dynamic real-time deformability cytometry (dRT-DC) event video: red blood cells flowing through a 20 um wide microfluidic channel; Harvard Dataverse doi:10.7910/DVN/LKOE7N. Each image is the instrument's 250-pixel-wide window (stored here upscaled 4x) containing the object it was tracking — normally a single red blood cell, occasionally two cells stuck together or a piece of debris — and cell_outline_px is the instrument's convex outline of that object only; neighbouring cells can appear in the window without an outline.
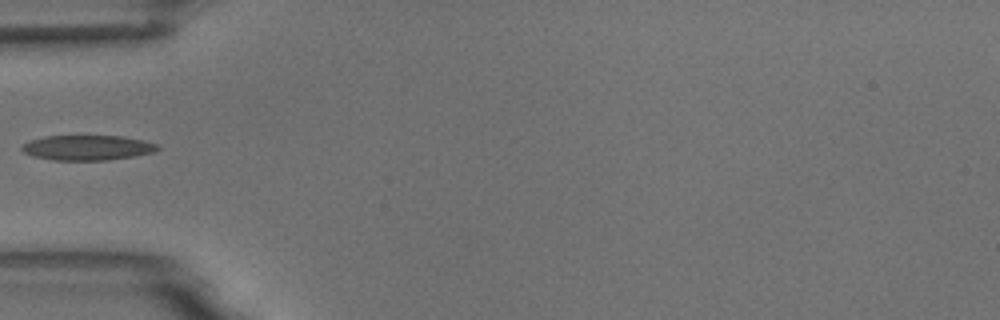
{"species": "common noctule bat (a hibernating species)", "species_latin": "Nyctalus noctula", "temperature_condition": "room temperature", "stored_images_in_passage": 4, "camera_frame_rate_fps": 3000, "um_per_image_px": 0.085, "animal": {"sex": "male", "body_mass_g": 18.8}, "frame": {"image": 1, "passage_image": 4, "time_ms": 4.333, "image_size_px": [1000, 320], "cell_outline_px": [[160, 148], [152, 152], [132, 156], [108, 160], [52, 160], [32, 156], [24, 152], [20, 148], [24, 144], [32, 140], [44, 136], [124, 136], [144, 140], [156, 144]], "centroid_in_image_um": [7.42, 12.55], "position_along_channel_um": 77.6, "area_um2": 19.65}}